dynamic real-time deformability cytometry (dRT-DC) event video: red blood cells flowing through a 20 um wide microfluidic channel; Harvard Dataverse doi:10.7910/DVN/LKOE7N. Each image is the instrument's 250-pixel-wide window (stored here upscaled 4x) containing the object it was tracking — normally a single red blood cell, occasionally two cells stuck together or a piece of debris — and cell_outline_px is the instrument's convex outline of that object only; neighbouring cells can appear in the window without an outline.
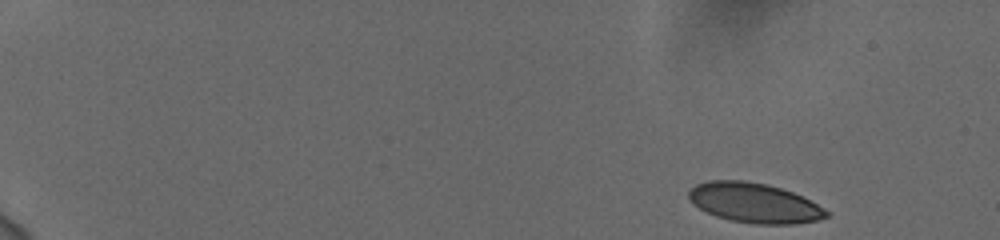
{"species": "human", "species_latin": "Homo sapiens", "temperature_condition": "cold", "stored_images_in_passage": 52, "camera_frame_rate_fps": 3000, "um_per_image_px": 0.085, "donor": {"sex": "female"}, "frame": {"image": 1, "passage_image": 1, "time_ms": 0.0, "image_size_px": [1000, 240], "cell_outline_px": [[832, 212], [828, 216], [816, 220], [792, 224], [752, 224], [732, 220], [716, 216], [692, 204], [688, 200], [688, 192], [696, 184], [708, 180], [744, 180], [768, 184], [792, 192]], "centroid_in_image_um": [64.09, 17.24], "position_along_channel_um": 20.9, "area_um2": 31.85}}
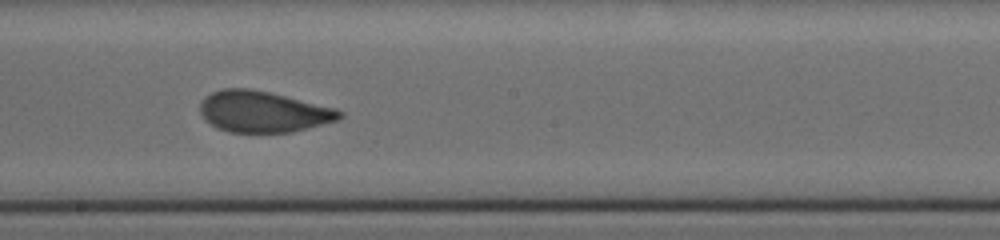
{"frame": {"image": 2, "passage_image": 30, "time_ms": 9.667, "image_size_px": [1000, 240], "cell_outline_px": [[344, 116], [340, 120], [292, 132], [228, 132], [216, 128], [200, 112], [200, 104], [212, 92], [224, 88], [248, 88], [268, 92], [336, 108], [344, 112]], "centroid_in_image_um": [22.42, 9.5], "position_along_channel_um": 225.8, "area_um2": 33.23}}
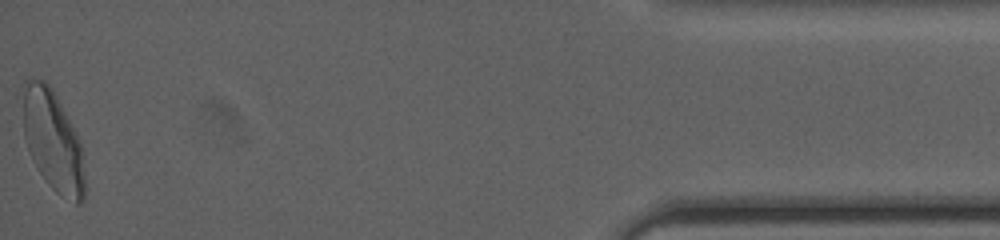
{"frame": {"image": 3, "passage_image": 52, "time_ms": 17.0, "image_size_px": [1000, 240], "cell_outline_px": [[84, 200], [80, 204], [76, 204], [60, 196], [48, 184], [32, 160], [24, 136], [24, 80], [44, 80], [52, 88], [76, 132], [80, 144], [84, 176]], "centroid_in_image_um": [4.5, 12.01], "position_along_channel_um": 430.7, "area_um2": 35.66}, "authors_computed_cell_mechanics": {"area_um2": 33.6396, "velocity_mm_per_s": 3.7449, "shape_relaxation_time_tau1_ms": 4.8003, "shape_relaxation_time_tau2_ms": 0.8399, "deformation_change_tau1": 0.1517, "deformation_change_tau2": 0.0757}}